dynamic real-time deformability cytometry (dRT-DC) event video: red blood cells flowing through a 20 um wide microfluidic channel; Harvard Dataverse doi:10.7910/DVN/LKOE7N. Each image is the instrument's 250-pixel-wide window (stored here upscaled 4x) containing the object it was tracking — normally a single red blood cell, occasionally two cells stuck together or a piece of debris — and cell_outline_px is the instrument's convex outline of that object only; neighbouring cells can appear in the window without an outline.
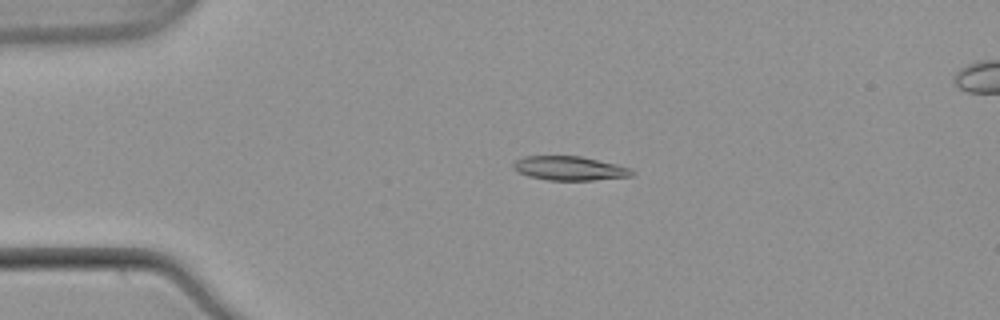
{"species": "common noctule bat (a hibernating species)", "species_latin": "Nyctalus noctula", "temperature_condition": "warm", "stored_images_in_passage": 52, "camera_frame_rate_fps": 3000, "um_per_image_px": 0.085, "animal": {"sex": "male", "body_mass_g": 21.5, "forearm_length_mm": 52.0}, "frame": {"image": 1, "passage_image": 11, "time_ms": 3.333, "image_size_px": [1000, 320], "cell_outline_px": [[636, 172], [632, 176], [592, 180], [548, 180], [528, 176], [512, 168], [512, 164], [516, 160], [524, 156], [580, 156], [616, 164], [632, 168]], "centroid_in_image_um": [48.43, 14.3], "position_along_channel_um": 36.6, "area_um2": 16.65}}
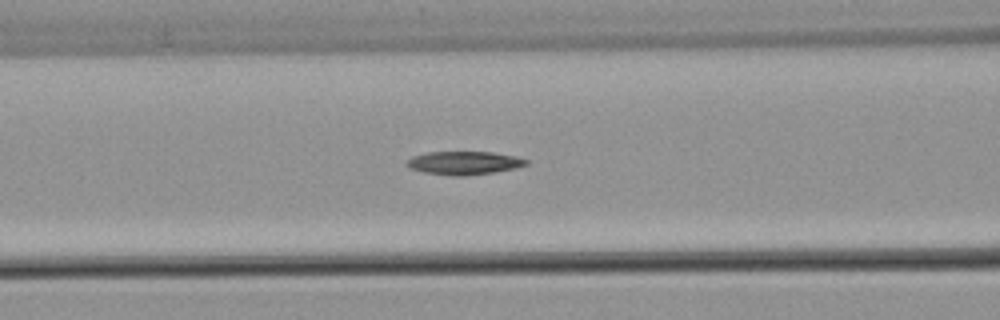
{"frame": {"image": 2, "passage_image": 21, "time_ms": 6.667, "image_size_px": [1000, 320], "cell_outline_px": [[528, 164], [516, 168], [492, 172], [464, 176], [456, 176], [424, 172], [408, 168], [404, 164], [412, 156], [428, 152], [492, 152], [516, 156], [528, 160]], "centroid_in_image_um": [39.43, 13.84], "position_along_channel_um": 127.2, "area_um2": 16.18}}
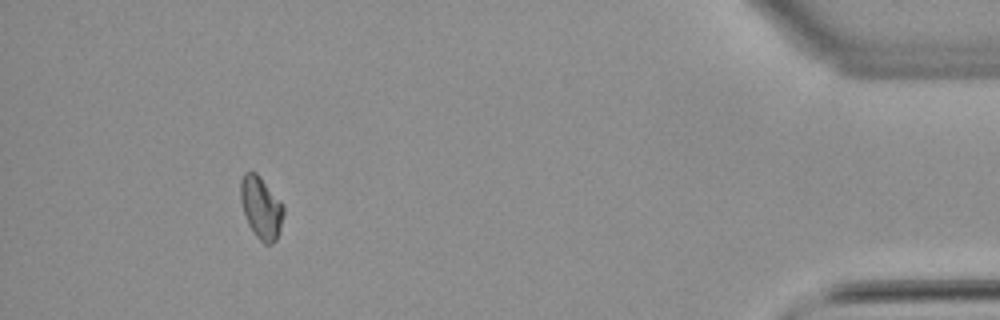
{"frame": {"image": 3, "passage_image": 48, "time_ms": 15.667, "image_size_px": [1000, 320], "cell_outline_px": [[284, 216], [276, 240], [272, 244], [264, 244], [256, 236], [248, 224], [240, 200], [240, 180], [244, 172], [256, 172], [260, 176], [284, 204]], "centroid_in_image_um": [22.2, 17.63], "position_along_channel_um": 413.0, "area_um2": 15.72}}